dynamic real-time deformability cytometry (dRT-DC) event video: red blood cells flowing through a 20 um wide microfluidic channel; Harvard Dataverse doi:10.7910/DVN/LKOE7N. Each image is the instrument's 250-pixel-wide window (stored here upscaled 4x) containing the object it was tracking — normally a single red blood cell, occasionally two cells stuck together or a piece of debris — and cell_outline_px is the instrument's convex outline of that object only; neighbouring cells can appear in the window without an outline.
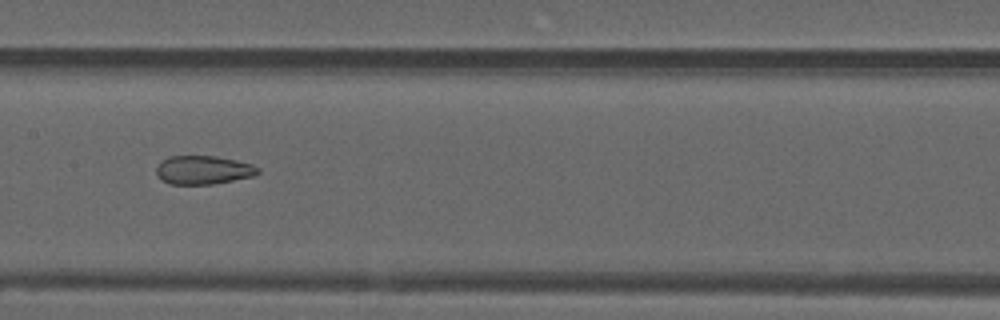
{"species": "common noctule bat (a hibernating species)", "species_latin": "Nyctalus noctula", "temperature_condition": "warm", "stored_images_in_passage": 37, "camera_frame_rate_fps": 3000, "um_per_image_px": 0.085, "animal": {"sex": "male", "forearm_length_mm": 52.5}, "frame": {"image": 1, "passage_image": 12, "time_ms": 3.667, "image_size_px": [1000, 320], "cell_outline_px": [[260, 172], [256, 176], [212, 184], [168, 184], [156, 176], [156, 168], [160, 160], [168, 156], [216, 156], [236, 160], [252, 164], [260, 168]], "centroid_in_image_um": [17.27, 14.45], "position_along_channel_um": 190.1, "area_um2": 17.22}, "authors_computed_cell_mechanics": {"area_um2": 16.9932, "velocity_mm_per_s": 3.8046, "shape_relaxation_time_tau1_ms": null, "shape_relaxation_time_tau2_ms": 2.1973, "deformation_change_tau1": null, "deformation_change_tau2": 0.0977}}